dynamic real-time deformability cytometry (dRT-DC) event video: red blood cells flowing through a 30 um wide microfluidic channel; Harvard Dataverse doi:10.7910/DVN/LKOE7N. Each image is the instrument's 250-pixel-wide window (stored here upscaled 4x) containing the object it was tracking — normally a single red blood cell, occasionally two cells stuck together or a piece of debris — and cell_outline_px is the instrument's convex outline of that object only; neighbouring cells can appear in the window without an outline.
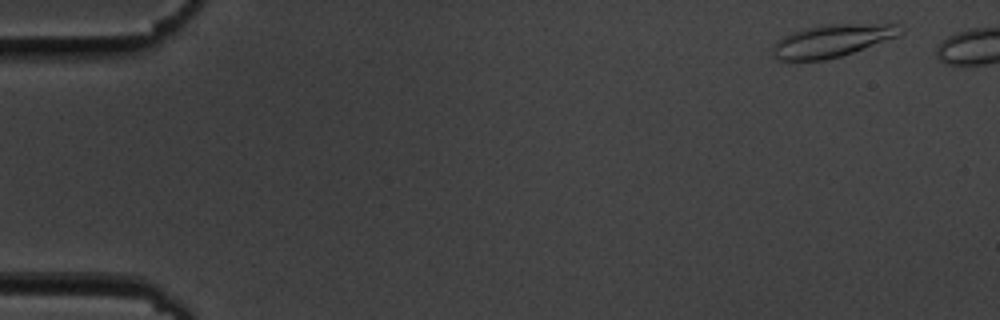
{"species": "common noctule bat (a hibernating species)", "species_latin": "Nyctalus noctula", "temperature_condition": "cold", "stored_images_in_passage": 49, "segment_of_instrument_passage": [1, 2], "camera_frame_rate_fps": 3000, "um_per_image_px": 0.085, "animal": {"sex": "male", "body_mass_g": 19.5, "forearm_length_mm": 54.6}, "frame": {"image": 1, "passage_image": 3, "time_ms": 0.667, "image_size_px": [1000, 320], "cell_outline_px": [[904, 32], [896, 36], [852, 52], [840, 56], [824, 60], [780, 60], [772, 52], [772, 48], [776, 40], [792, 32], [804, 28], [824, 24], [896, 24], [904, 28]], "centroid_in_image_um": [70.7, 3.45], "position_along_channel_um": 14.3, "area_um2": 23.87}}
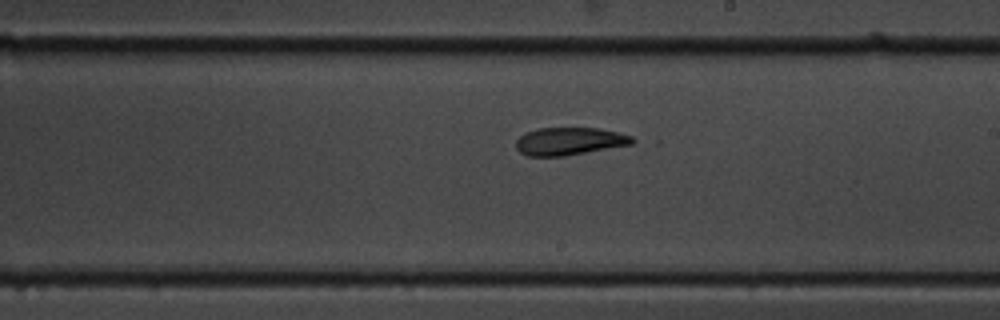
{"frame": {"image": 2, "passage_image": 32, "time_ms": 10.333, "image_size_px": [1000, 320], "cell_outline_px": [[640, 140], [632, 144], [564, 156], [528, 156], [520, 152], [516, 148], [516, 140], [520, 136], [536, 128], [600, 128], [620, 132], [632, 136]], "centroid_in_image_um": [48.46, 12.0], "position_along_channel_um": 240.5, "area_um2": 18.9}}
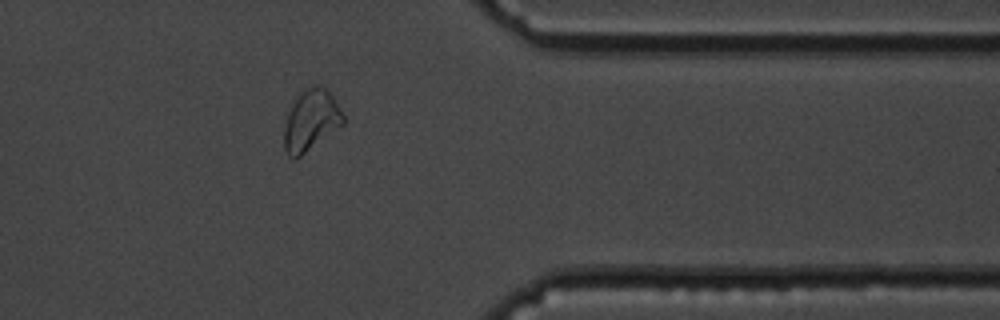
{"frame": {"image": 3, "passage_image": 45, "time_ms": 14.667, "image_size_px": [1000, 320], "cell_outline_px": [[344, 124], [296, 160], [288, 156], [284, 152], [284, 124], [288, 112], [292, 104], [304, 88], [308, 84], [320, 84], [332, 96], [344, 116]], "centroid_in_image_um": [26.4, 10.24], "position_along_channel_um": 385.0, "area_um2": 21.21}}